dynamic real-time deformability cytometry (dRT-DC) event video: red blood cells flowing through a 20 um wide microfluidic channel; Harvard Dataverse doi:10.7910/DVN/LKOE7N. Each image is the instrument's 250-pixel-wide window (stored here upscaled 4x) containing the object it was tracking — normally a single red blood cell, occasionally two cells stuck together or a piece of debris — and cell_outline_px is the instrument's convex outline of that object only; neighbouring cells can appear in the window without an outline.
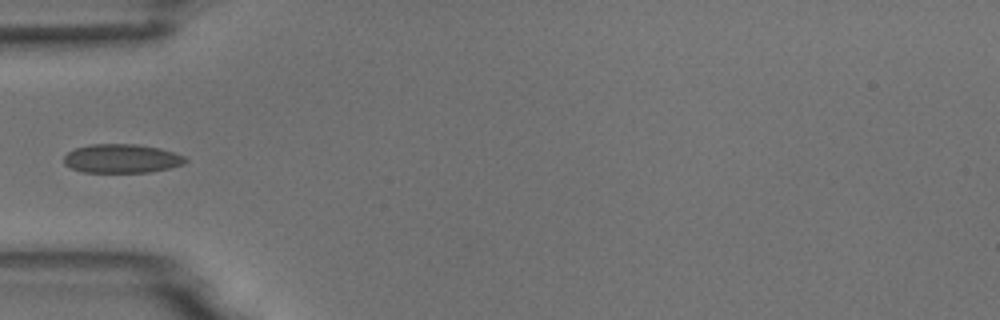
{"species": "common noctule bat (a hibernating species)", "species_latin": "Nyctalus noctula", "temperature_condition": "room temperature", "stored_images_in_passage": 5, "camera_frame_rate_fps": 3000, "um_per_image_px": 0.085, "animal": {"sex": "male", "body_mass_g": 18.8}, "frame": {"image": 1, "passage_image": 4, "time_ms": 1.0, "image_size_px": [1000, 320], "cell_outline_px": [[188, 160], [184, 164], [168, 168], [148, 172], [84, 172], [72, 168], [64, 164], [64, 156], [68, 152], [76, 148], [88, 144], [136, 144], [160, 148], [184, 156]], "centroid_in_image_um": [10.34, 13.47], "position_along_channel_um": 74.7, "area_um2": 20.35}}